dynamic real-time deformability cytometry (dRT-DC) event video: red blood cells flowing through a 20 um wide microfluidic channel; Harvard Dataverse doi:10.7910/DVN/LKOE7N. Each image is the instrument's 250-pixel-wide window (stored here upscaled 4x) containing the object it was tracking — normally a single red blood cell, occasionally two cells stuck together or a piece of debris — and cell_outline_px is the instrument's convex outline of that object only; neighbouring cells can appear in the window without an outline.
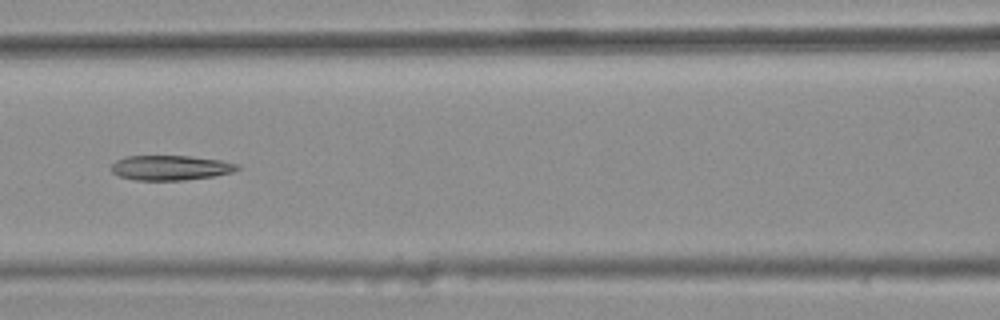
{"species": "common noctule bat (a hibernating species)", "species_latin": "Nyctalus noctula", "temperature_condition": "warm", "stored_images_in_passage": 8, "camera_frame_rate_fps": 3000, "um_per_image_px": 0.085, "animal": {"sex": "female", "body_mass_g": 25.1}, "frame": {"image": 1, "passage_image": 6, "time_ms": 1.667, "image_size_px": [1000, 320], "cell_outline_px": [[240, 168], [232, 172], [212, 176], [184, 180], [136, 180], [120, 176], [112, 172], [112, 164], [116, 160], [124, 156], [188, 156], [220, 160], [240, 164]], "centroid_in_image_um": [14.49, 14.25], "position_along_channel_um": 152.1, "area_um2": 18.15}}
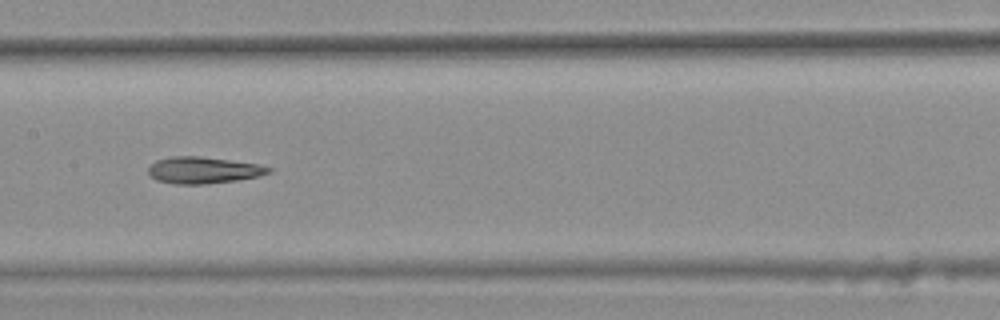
{"frame": {"image": 2, "passage_image": 7, "time_ms": 2.0, "image_size_px": [1000, 320], "cell_outline_px": [[272, 172], [260, 176], [236, 180], [204, 184], [176, 184], [156, 180], [148, 172], [148, 168], [156, 160], [172, 156], [200, 156], [260, 164], [272, 168]], "centroid_in_image_um": [17.31, 14.46], "position_along_channel_um": 190.1, "area_um2": 18.67}}
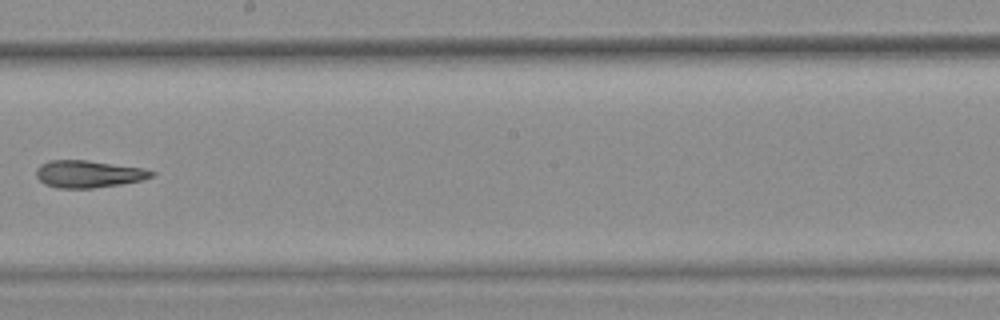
{"frame": {"image": 3, "passage_image": 8, "time_ms": 2.333, "image_size_px": [1000, 320], "cell_outline_px": [[156, 172], [152, 176], [140, 180], [120, 184], [92, 188], [56, 188], [44, 184], [36, 176], [36, 168], [40, 164], [48, 160], [88, 160], [144, 168]], "centroid_in_image_um": [7.48, 14.78], "position_along_channel_um": 240.7, "area_um2": 18.32}}